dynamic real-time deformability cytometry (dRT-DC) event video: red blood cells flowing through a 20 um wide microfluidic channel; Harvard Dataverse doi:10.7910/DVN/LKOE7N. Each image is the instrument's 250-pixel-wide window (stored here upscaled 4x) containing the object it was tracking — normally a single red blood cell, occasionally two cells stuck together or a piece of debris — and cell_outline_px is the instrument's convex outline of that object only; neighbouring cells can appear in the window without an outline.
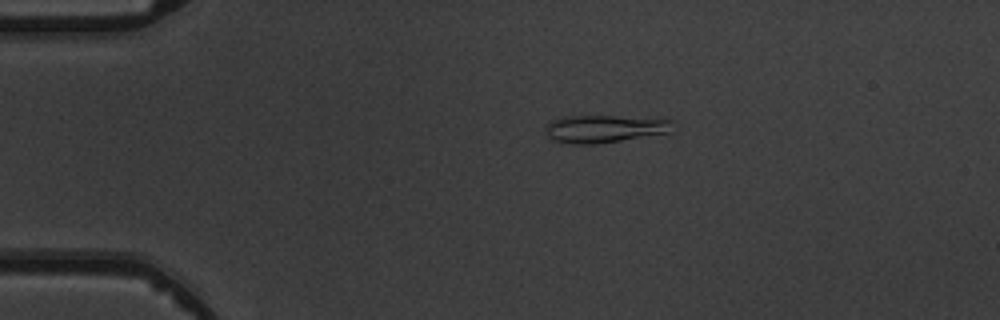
{"species": "common noctule bat (a hibernating species)", "species_latin": "Nyctalus noctula", "temperature_condition": "warm", "stored_images_in_passage": 5, "camera_frame_rate_fps": 3000, "um_per_image_px": 0.085, "animal": {"sex": "male", "body_mass_g": 19.5, "forearm_length_mm": 54.6}, "frame": {"image": 1, "passage_image": 2, "time_ms": 1.333, "image_size_px": [1000, 320], "cell_outline_px": [[672, 120], [668, 132], [596, 144], [568, 144], [552, 140], [544, 132], [544, 128], [548, 120], [564, 116], [612, 116]], "centroid_in_image_um": [51.19, 10.95], "position_along_channel_um": 33.8, "area_um2": 20.23}}
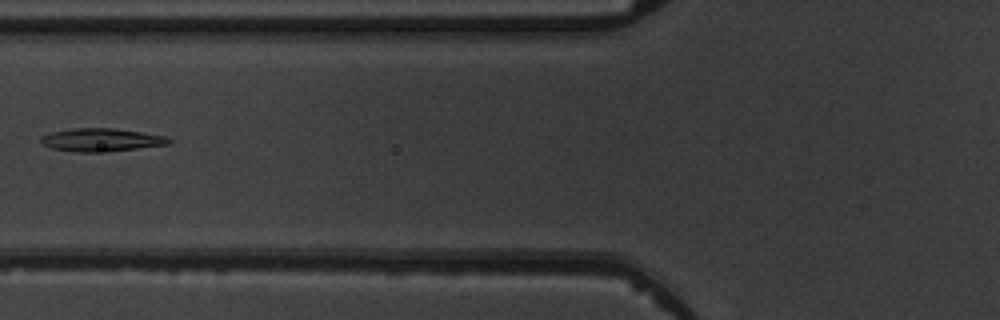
{"frame": {"image": 2, "passage_image": 5, "time_ms": 4.667, "image_size_px": [1000, 320], "cell_outline_px": [[172, 144], [136, 148], [92, 152], [76, 152], [52, 148], [40, 144], [40, 136], [52, 132], [72, 128], [112, 128], [140, 132], [164, 136], [172, 140]], "centroid_in_image_um": [8.56, 11.88], "position_along_channel_um": 117.2, "area_um2": 16.99}}